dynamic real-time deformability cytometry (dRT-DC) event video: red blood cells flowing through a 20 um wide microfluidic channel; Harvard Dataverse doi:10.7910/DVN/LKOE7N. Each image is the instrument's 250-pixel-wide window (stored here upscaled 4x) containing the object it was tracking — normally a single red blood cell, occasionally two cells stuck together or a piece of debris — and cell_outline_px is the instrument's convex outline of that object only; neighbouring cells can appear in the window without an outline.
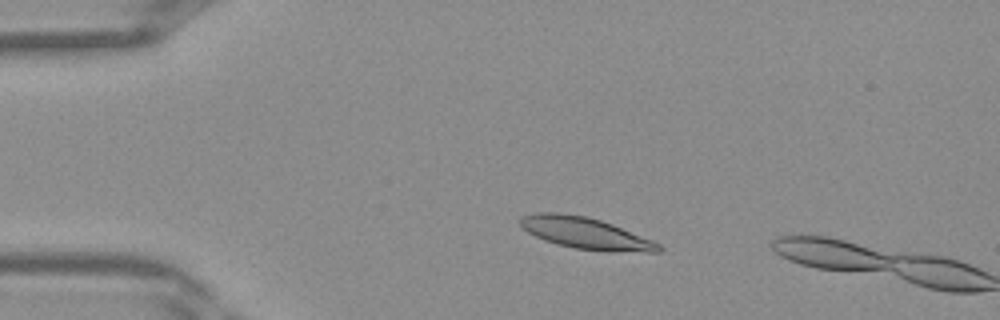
{"species": "Egyptian fruit bat (a non-hibernating species)", "species_latin": "Rousettus aegyptiacus", "temperature_condition": "warm", "stored_images_in_passage": 7, "camera_frame_rate_fps": 3000, "um_per_image_px": 0.085, "frame": {"image": 1, "passage_image": 5, "time_ms": 1.333, "image_size_px": [1000, 320], "cell_outline_px": [[664, 248], [660, 252], [608, 252], [576, 248], [556, 244], [544, 240], [528, 232], [520, 224], [520, 216], [536, 212], [556, 212], [588, 216], [612, 224], [652, 240], [660, 244]], "centroid_in_image_um": [49.79, 19.82], "position_along_channel_um": 35.2, "area_um2": 25.55}}